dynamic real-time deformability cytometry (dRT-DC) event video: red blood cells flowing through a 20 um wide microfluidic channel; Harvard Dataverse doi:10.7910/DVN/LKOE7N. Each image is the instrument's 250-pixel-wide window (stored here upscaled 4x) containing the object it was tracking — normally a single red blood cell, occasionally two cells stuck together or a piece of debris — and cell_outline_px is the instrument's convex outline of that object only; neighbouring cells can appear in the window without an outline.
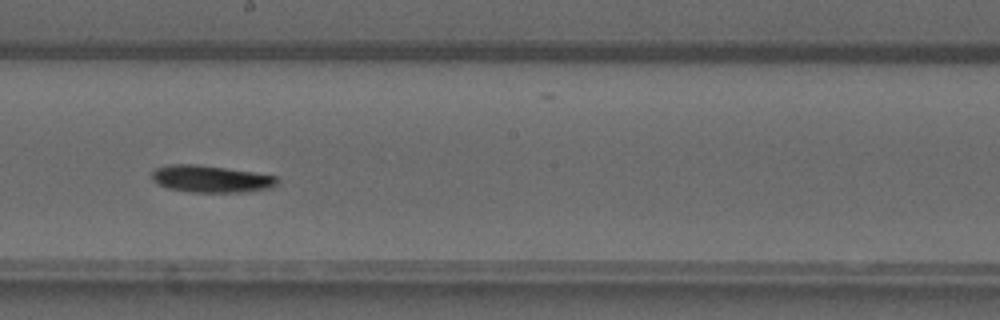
{"species": "common noctule bat (a hibernating species)", "species_latin": "Nyctalus noctula", "temperature_condition": "warm", "stored_images_in_passage": 32, "camera_frame_rate_fps": 3000, "um_per_image_px": 0.085, "animal": {"sex": "male", "forearm_length_mm": 52.5}, "frame": {"image": 1, "passage_image": 25, "time_ms": 8.0, "image_size_px": [1000, 320], "cell_outline_px": [[280, 180], [272, 188], [244, 192], [188, 192], [168, 188], [152, 180], [152, 172], [156, 168], [172, 164], [196, 164], [252, 172], [276, 176]], "centroid_in_image_um": [17.94, 15.21], "position_along_channel_um": 230.3, "area_um2": 19.65}}